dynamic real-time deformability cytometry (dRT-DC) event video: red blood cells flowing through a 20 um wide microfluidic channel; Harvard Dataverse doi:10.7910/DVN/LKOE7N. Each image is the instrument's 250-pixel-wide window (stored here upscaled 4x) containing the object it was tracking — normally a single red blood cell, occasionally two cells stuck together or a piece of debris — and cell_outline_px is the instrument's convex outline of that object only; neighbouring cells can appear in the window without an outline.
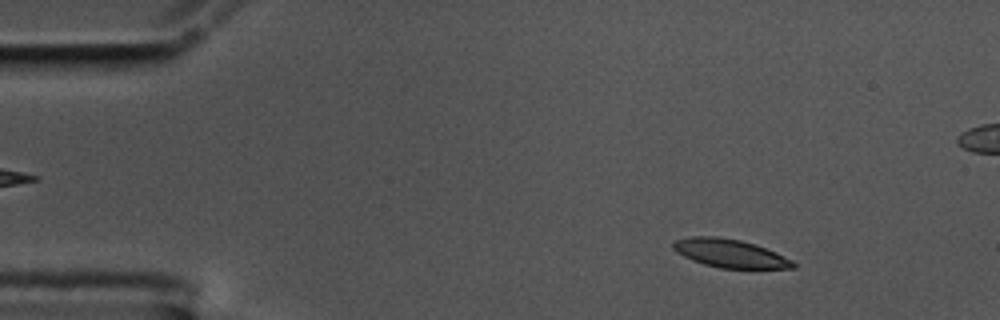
{"species": "common noctule bat (a hibernating species)", "species_latin": "Nyctalus noctula", "temperature_condition": "cold", "stored_images_in_passage": 58, "segment_of_instrument_passage": [1, 2], "camera_frame_rate_fps": 3000, "um_per_image_px": 0.085, "animal": {"sex": "male", "body_mass_g": 17.5, "forearm_length_mm": 52.3}, "frame": {"image": 1, "passage_image": 7, "time_ms": 2.0, "image_size_px": [1000, 320], "cell_outline_px": [[796, 268], [720, 268], [704, 264], [692, 260], [676, 252], [672, 248], [672, 244], [676, 240], [692, 236], [716, 236], [740, 240], [776, 252], [792, 260], [796, 264]], "centroid_in_image_um": [62.03, 21.53], "position_along_channel_um": 23.0, "area_um2": 19.59}}
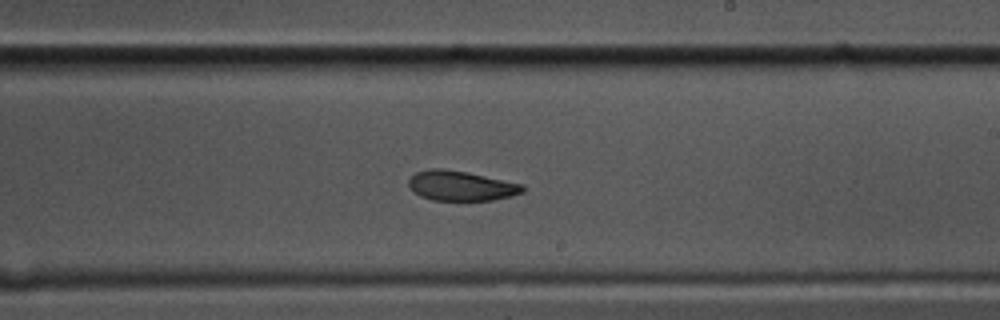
{"frame": {"image": 2, "passage_image": 33, "time_ms": 10.667, "image_size_px": [1000, 320], "cell_outline_px": [[524, 192], [512, 196], [492, 200], [432, 200], [420, 196], [408, 184], [408, 180], [416, 172], [432, 168], [444, 168], [468, 172], [524, 184]], "centroid_in_image_um": [39.22, 15.78], "position_along_channel_um": 249.8, "area_um2": 19.88}}
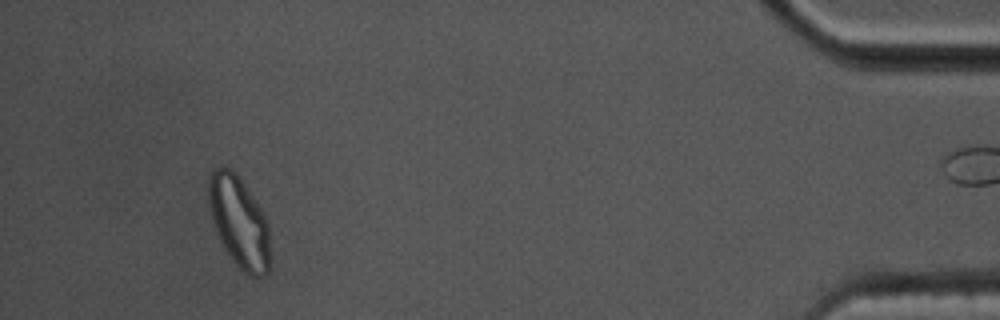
{"frame": {"image": 3, "passage_image": 53, "time_ms": 17.333, "image_size_px": [1000, 320], "cell_outline_px": [[268, 272], [264, 276], [248, 276], [232, 260], [224, 248], [216, 232], [212, 220], [208, 204], [208, 176], [216, 168], [228, 168], [240, 180], [252, 196], [268, 220]], "centroid_in_image_um": [20.29, 18.89], "position_along_channel_um": 414.9, "area_um2": 32.08}}